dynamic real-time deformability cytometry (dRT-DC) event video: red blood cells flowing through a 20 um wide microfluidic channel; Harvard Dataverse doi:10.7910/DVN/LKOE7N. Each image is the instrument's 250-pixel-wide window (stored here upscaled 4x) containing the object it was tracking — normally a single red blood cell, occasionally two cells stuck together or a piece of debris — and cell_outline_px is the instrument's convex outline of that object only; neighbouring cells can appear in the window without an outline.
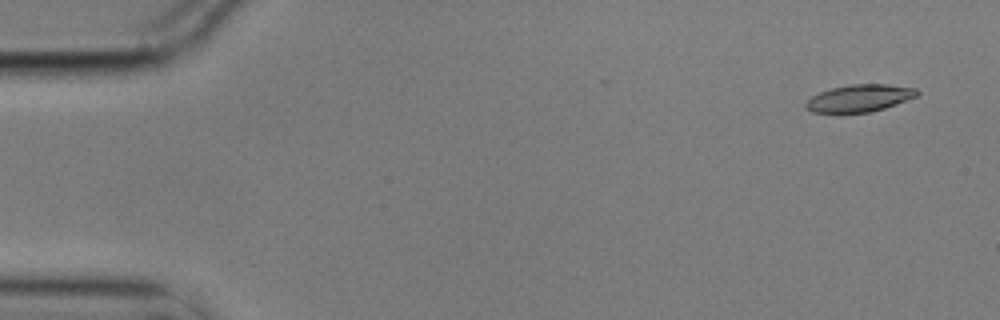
{"species": "common noctule bat (a hibernating species)", "species_latin": "Nyctalus noctula", "temperature_condition": "cold", "stored_images_in_passage": 6, "camera_frame_rate_fps": 3000, "um_per_image_px": 0.085, "animal": {"sex": "male", "body_mass_g": 17.9}, "frame": {"image": 1, "passage_image": 1, "time_ms": 0.0, "image_size_px": [1000, 320], "cell_outline_px": [[920, 92], [916, 96], [896, 104], [884, 108], [868, 112], [812, 112], [804, 108], [804, 104], [812, 96], [820, 92], [832, 88], [852, 84], [888, 84], [916, 88]], "centroid_in_image_um": [73.05, 8.33], "position_along_channel_um": 11.9, "area_um2": 17.46}}
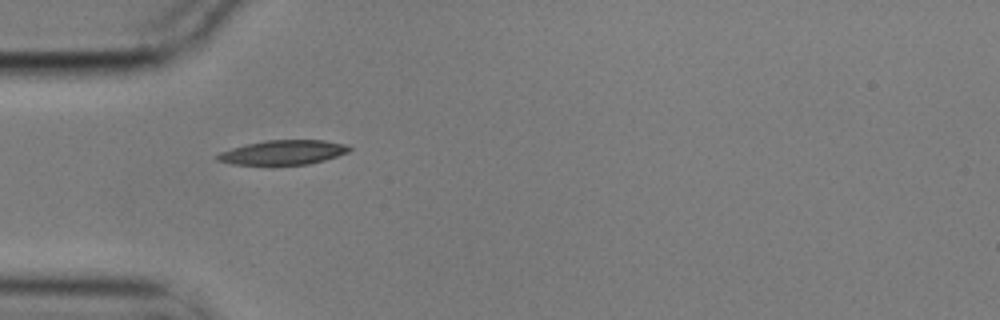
{"frame": {"image": 2, "passage_image": 5, "time_ms": 1.333, "image_size_px": [1000, 320], "cell_outline_px": [[352, 148], [348, 152], [324, 160], [308, 164], [232, 164], [216, 160], [216, 156], [220, 152], [232, 148], [264, 140], [324, 140], [348, 144]], "centroid_in_image_um": [24.09, 12.94], "position_along_channel_um": 60.9, "area_um2": 18.61}}
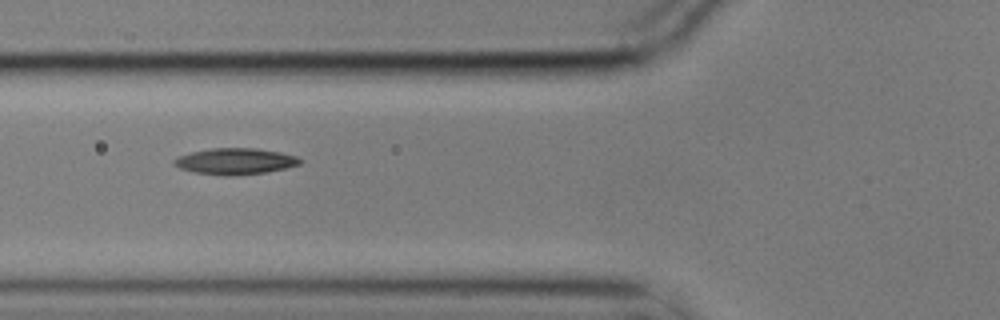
{"frame": {"image": 3, "passage_image": 6, "time_ms": 1.667, "image_size_px": [1000, 320], "cell_outline_px": [[304, 160], [300, 164], [268, 172], [228, 176], [196, 172], [180, 168], [172, 164], [172, 160], [180, 156], [192, 152], [212, 148], [256, 148], [280, 152], [296, 156]], "centroid_in_image_um": [20.02, 13.7], "position_along_channel_um": 105.8, "area_um2": 19.13}}